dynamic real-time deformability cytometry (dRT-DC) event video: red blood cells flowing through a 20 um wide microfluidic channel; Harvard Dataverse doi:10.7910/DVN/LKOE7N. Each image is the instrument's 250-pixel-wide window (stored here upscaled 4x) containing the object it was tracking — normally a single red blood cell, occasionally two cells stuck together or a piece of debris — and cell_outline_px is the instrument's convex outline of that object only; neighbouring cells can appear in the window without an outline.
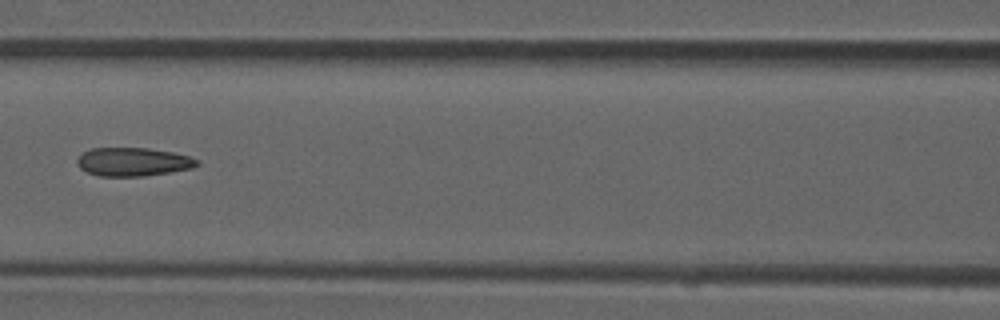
{"species": "common noctule bat (a hibernating species)", "species_latin": "Nyctalus noctula", "temperature_condition": "room temperature", "stored_images_in_passage": 7, "camera_frame_rate_fps": 3000, "um_per_image_px": 0.085, "animal": {"sex": "male", "forearm_length_mm": 52.5}, "frame": {"image": 1, "passage_image": 6, "time_ms": 1.667, "image_size_px": [1000, 320], "cell_outline_px": [[200, 164], [192, 168], [144, 176], [100, 176], [88, 172], [80, 168], [76, 164], [76, 160], [88, 148], [148, 148], [172, 152], [188, 156], [200, 160]], "centroid_in_image_um": [11.3, 13.75], "position_along_channel_um": 155.3, "area_um2": 19.88}}
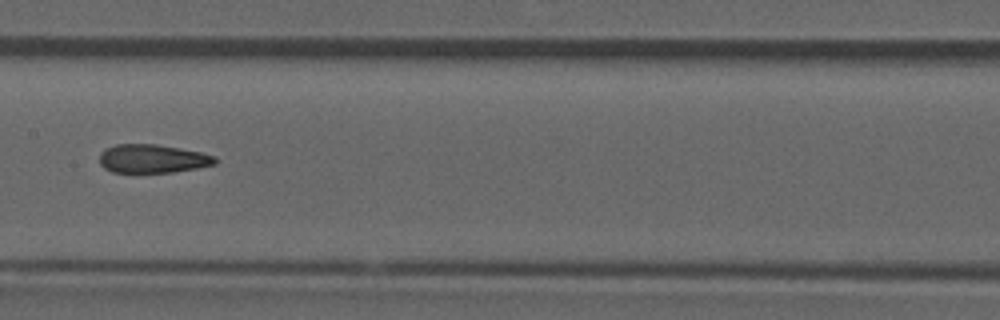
{"frame": {"image": 2, "passage_image": 7, "time_ms": 2.0, "image_size_px": [1000, 320], "cell_outline_px": [[220, 160], [216, 164], [196, 168], [172, 172], [112, 172], [104, 168], [100, 164], [100, 152], [104, 148], [116, 144], [156, 144], [200, 152], [216, 156]], "centroid_in_image_um": [12.97, 13.48], "position_along_channel_um": 194.4, "area_um2": 19.31}}